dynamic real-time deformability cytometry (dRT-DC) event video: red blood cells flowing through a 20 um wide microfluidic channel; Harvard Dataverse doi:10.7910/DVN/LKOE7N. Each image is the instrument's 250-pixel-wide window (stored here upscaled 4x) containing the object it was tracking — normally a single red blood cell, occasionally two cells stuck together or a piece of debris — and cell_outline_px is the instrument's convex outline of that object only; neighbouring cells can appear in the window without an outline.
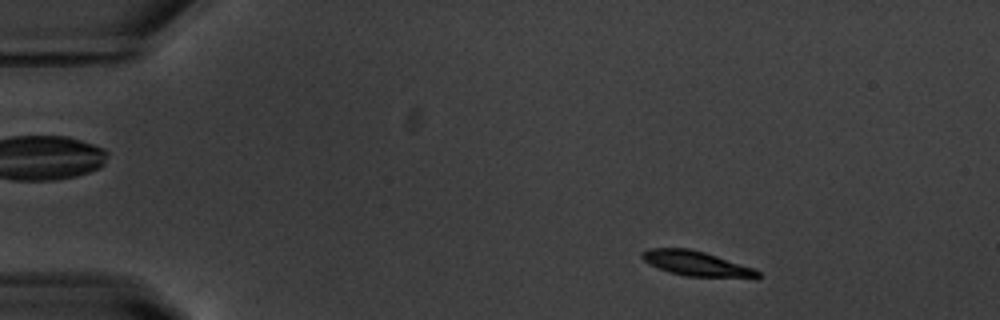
{"species": "common noctule bat (a hibernating species)", "species_latin": "Nyctalus noctula", "temperature_condition": "warm", "stored_images_in_passage": 52, "camera_frame_rate_fps": 3000, "um_per_image_px": 0.085, "animal": {"sex": "male", "body_mass_g": 20.1, "forearm_length_mm": 53.5}, "frame": {"image": 1, "passage_image": 6, "time_ms": 1.667, "image_size_px": [1000, 320], "cell_outline_px": [[760, 276], [756, 280], [688, 276], [668, 272], [644, 260], [640, 256], [640, 252], [648, 248], [688, 248], [704, 252], [756, 268], [760, 272]], "centroid_in_image_um": [59.32, 22.43], "position_along_channel_um": 25.7, "area_um2": 17.28}}
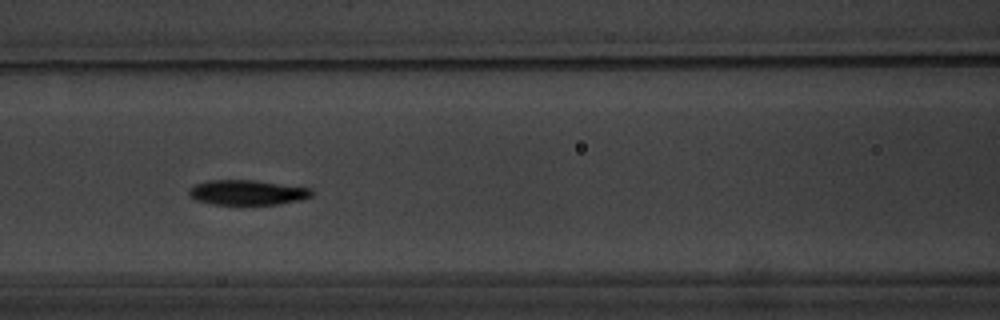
{"frame": {"image": 2, "passage_image": 22, "time_ms": 7.0, "image_size_px": [1000, 320], "cell_outline_px": [[312, 196], [300, 200], [280, 204], [212, 204], [196, 200], [188, 196], [188, 188], [196, 184], [208, 180], [256, 180], [312, 188]], "centroid_in_image_um": [21.01, 16.35], "position_along_channel_um": 145.6, "area_um2": 17.98}}
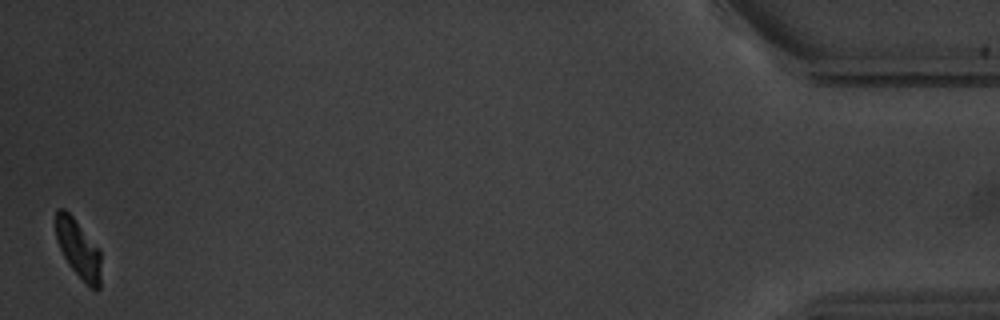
{"frame": {"image": 3, "passage_image": 52, "time_ms": 17.0, "image_size_px": [1000, 320], "cell_outline_px": [[100, 288], [96, 292], [68, 264], [56, 240], [56, 208], [64, 208], [72, 216], [100, 248]], "centroid_in_image_um": [6.67, 21.12], "position_along_channel_um": 428.5, "area_um2": 15.26}, "authors_computed_cell_mechanics": {"area_um2": 17.4556, "velocity_mm_per_s": 3.6956, "shape_relaxation_time_tau1_ms": 1.8184, "shape_relaxation_time_tau2_ms": null, "deformation_change_tau1": 0.1369, "deformation_change_tau2": null}}